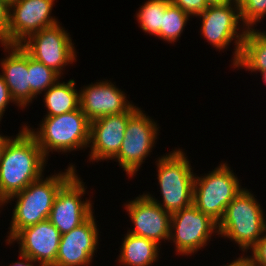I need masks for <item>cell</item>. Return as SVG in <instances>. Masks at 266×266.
Wrapping results in <instances>:
<instances>
[{
  "instance_id": "obj_3",
  "label": "cell",
  "mask_w": 266,
  "mask_h": 266,
  "mask_svg": "<svg viewBox=\"0 0 266 266\" xmlns=\"http://www.w3.org/2000/svg\"><path fill=\"white\" fill-rule=\"evenodd\" d=\"M44 119V120H43ZM39 128H29L22 125L35 138L43 155L48 159L50 152H72L77 149H87L90 142V121L80 109L56 115L43 117Z\"/></svg>"
},
{
  "instance_id": "obj_15",
  "label": "cell",
  "mask_w": 266,
  "mask_h": 266,
  "mask_svg": "<svg viewBox=\"0 0 266 266\" xmlns=\"http://www.w3.org/2000/svg\"><path fill=\"white\" fill-rule=\"evenodd\" d=\"M131 222L132 229L127 232L145 237L161 246V241H169L171 213L162 209L148 198L144 192L133 200L123 204Z\"/></svg>"
},
{
  "instance_id": "obj_20",
  "label": "cell",
  "mask_w": 266,
  "mask_h": 266,
  "mask_svg": "<svg viewBox=\"0 0 266 266\" xmlns=\"http://www.w3.org/2000/svg\"><path fill=\"white\" fill-rule=\"evenodd\" d=\"M233 68L250 72L266 71V32L254 28L247 29L238 62Z\"/></svg>"
},
{
  "instance_id": "obj_28",
  "label": "cell",
  "mask_w": 266,
  "mask_h": 266,
  "mask_svg": "<svg viewBox=\"0 0 266 266\" xmlns=\"http://www.w3.org/2000/svg\"><path fill=\"white\" fill-rule=\"evenodd\" d=\"M11 103L17 105L12 99L8 86L6 85L2 74L0 73V119L4 116L5 109L8 108L7 105Z\"/></svg>"
},
{
  "instance_id": "obj_7",
  "label": "cell",
  "mask_w": 266,
  "mask_h": 266,
  "mask_svg": "<svg viewBox=\"0 0 266 266\" xmlns=\"http://www.w3.org/2000/svg\"><path fill=\"white\" fill-rule=\"evenodd\" d=\"M198 17L202 18L200 28L202 36L219 52L227 49L230 43L234 41L235 47L233 59H231L232 66H234L239 60L247 31V28L242 25L238 1L235 0L222 5H210Z\"/></svg>"
},
{
  "instance_id": "obj_23",
  "label": "cell",
  "mask_w": 266,
  "mask_h": 266,
  "mask_svg": "<svg viewBox=\"0 0 266 266\" xmlns=\"http://www.w3.org/2000/svg\"><path fill=\"white\" fill-rule=\"evenodd\" d=\"M190 15L183 11L178 6L169 2L166 10L163 13L162 27L160 29V40L168 43L177 42L183 33Z\"/></svg>"
},
{
  "instance_id": "obj_31",
  "label": "cell",
  "mask_w": 266,
  "mask_h": 266,
  "mask_svg": "<svg viewBox=\"0 0 266 266\" xmlns=\"http://www.w3.org/2000/svg\"><path fill=\"white\" fill-rule=\"evenodd\" d=\"M12 137L4 136L2 133L0 134V160L2 158V154L4 151V148L6 146V143L11 139Z\"/></svg>"
},
{
  "instance_id": "obj_30",
  "label": "cell",
  "mask_w": 266,
  "mask_h": 266,
  "mask_svg": "<svg viewBox=\"0 0 266 266\" xmlns=\"http://www.w3.org/2000/svg\"><path fill=\"white\" fill-rule=\"evenodd\" d=\"M19 261H15L13 263L10 264V266H35L37 264L36 261H34L33 259L27 257V256H24L22 254L19 253ZM35 264V265H33ZM38 266H42L41 264H37Z\"/></svg>"
},
{
  "instance_id": "obj_37",
  "label": "cell",
  "mask_w": 266,
  "mask_h": 266,
  "mask_svg": "<svg viewBox=\"0 0 266 266\" xmlns=\"http://www.w3.org/2000/svg\"><path fill=\"white\" fill-rule=\"evenodd\" d=\"M6 2H8V3H11L13 0H5Z\"/></svg>"
},
{
  "instance_id": "obj_2",
  "label": "cell",
  "mask_w": 266,
  "mask_h": 266,
  "mask_svg": "<svg viewBox=\"0 0 266 266\" xmlns=\"http://www.w3.org/2000/svg\"><path fill=\"white\" fill-rule=\"evenodd\" d=\"M71 164L64 169L65 172L59 171L45 179L42 176L5 201L8 205L17 199L8 231L9 236H6L5 242L8 243L20 230L48 219L57 192L76 173L75 164Z\"/></svg>"
},
{
  "instance_id": "obj_13",
  "label": "cell",
  "mask_w": 266,
  "mask_h": 266,
  "mask_svg": "<svg viewBox=\"0 0 266 266\" xmlns=\"http://www.w3.org/2000/svg\"><path fill=\"white\" fill-rule=\"evenodd\" d=\"M138 109L133 105L127 112L90 122L89 162L112 160L119 153L128 120Z\"/></svg>"
},
{
  "instance_id": "obj_16",
  "label": "cell",
  "mask_w": 266,
  "mask_h": 266,
  "mask_svg": "<svg viewBox=\"0 0 266 266\" xmlns=\"http://www.w3.org/2000/svg\"><path fill=\"white\" fill-rule=\"evenodd\" d=\"M61 233L48 220L20 230L8 244H19V253L27 256L42 266H52L60 245Z\"/></svg>"
},
{
  "instance_id": "obj_29",
  "label": "cell",
  "mask_w": 266,
  "mask_h": 266,
  "mask_svg": "<svg viewBox=\"0 0 266 266\" xmlns=\"http://www.w3.org/2000/svg\"><path fill=\"white\" fill-rule=\"evenodd\" d=\"M10 3L0 0V40L7 34L9 26Z\"/></svg>"
},
{
  "instance_id": "obj_36",
  "label": "cell",
  "mask_w": 266,
  "mask_h": 266,
  "mask_svg": "<svg viewBox=\"0 0 266 266\" xmlns=\"http://www.w3.org/2000/svg\"><path fill=\"white\" fill-rule=\"evenodd\" d=\"M4 205H5V202L2 199H0V207L3 208Z\"/></svg>"
},
{
  "instance_id": "obj_32",
  "label": "cell",
  "mask_w": 266,
  "mask_h": 266,
  "mask_svg": "<svg viewBox=\"0 0 266 266\" xmlns=\"http://www.w3.org/2000/svg\"><path fill=\"white\" fill-rule=\"evenodd\" d=\"M223 266H244V254L233 260L231 263L226 265L223 264Z\"/></svg>"
},
{
  "instance_id": "obj_24",
  "label": "cell",
  "mask_w": 266,
  "mask_h": 266,
  "mask_svg": "<svg viewBox=\"0 0 266 266\" xmlns=\"http://www.w3.org/2000/svg\"><path fill=\"white\" fill-rule=\"evenodd\" d=\"M29 85L31 89V103L38 94L47 91L61 76L53 69L45 66L28 55Z\"/></svg>"
},
{
  "instance_id": "obj_14",
  "label": "cell",
  "mask_w": 266,
  "mask_h": 266,
  "mask_svg": "<svg viewBox=\"0 0 266 266\" xmlns=\"http://www.w3.org/2000/svg\"><path fill=\"white\" fill-rule=\"evenodd\" d=\"M98 229L93 212L82 224L61 235L52 266H90L98 249Z\"/></svg>"
},
{
  "instance_id": "obj_4",
  "label": "cell",
  "mask_w": 266,
  "mask_h": 266,
  "mask_svg": "<svg viewBox=\"0 0 266 266\" xmlns=\"http://www.w3.org/2000/svg\"><path fill=\"white\" fill-rule=\"evenodd\" d=\"M186 156V153L179 148L158 157L157 179L163 199L159 201L149 192L144 193L171 214L193 204L195 173Z\"/></svg>"
},
{
  "instance_id": "obj_1",
  "label": "cell",
  "mask_w": 266,
  "mask_h": 266,
  "mask_svg": "<svg viewBox=\"0 0 266 266\" xmlns=\"http://www.w3.org/2000/svg\"><path fill=\"white\" fill-rule=\"evenodd\" d=\"M48 159L26 128L4 148L0 160V199L4 202L43 176Z\"/></svg>"
},
{
  "instance_id": "obj_33",
  "label": "cell",
  "mask_w": 266,
  "mask_h": 266,
  "mask_svg": "<svg viewBox=\"0 0 266 266\" xmlns=\"http://www.w3.org/2000/svg\"><path fill=\"white\" fill-rule=\"evenodd\" d=\"M232 1H235V0H205L206 4L208 6H210V5H222V4L230 3Z\"/></svg>"
},
{
  "instance_id": "obj_25",
  "label": "cell",
  "mask_w": 266,
  "mask_h": 266,
  "mask_svg": "<svg viewBox=\"0 0 266 266\" xmlns=\"http://www.w3.org/2000/svg\"><path fill=\"white\" fill-rule=\"evenodd\" d=\"M242 25L252 29L266 16V0H237Z\"/></svg>"
},
{
  "instance_id": "obj_5",
  "label": "cell",
  "mask_w": 266,
  "mask_h": 266,
  "mask_svg": "<svg viewBox=\"0 0 266 266\" xmlns=\"http://www.w3.org/2000/svg\"><path fill=\"white\" fill-rule=\"evenodd\" d=\"M249 190L244 188L227 205L225 214L218 223V236L234 241L244 254L251 250L266 232L264 209Z\"/></svg>"
},
{
  "instance_id": "obj_11",
  "label": "cell",
  "mask_w": 266,
  "mask_h": 266,
  "mask_svg": "<svg viewBox=\"0 0 266 266\" xmlns=\"http://www.w3.org/2000/svg\"><path fill=\"white\" fill-rule=\"evenodd\" d=\"M55 0H13L9 26L0 44L19 45L31 34L58 23L51 16Z\"/></svg>"
},
{
  "instance_id": "obj_21",
  "label": "cell",
  "mask_w": 266,
  "mask_h": 266,
  "mask_svg": "<svg viewBox=\"0 0 266 266\" xmlns=\"http://www.w3.org/2000/svg\"><path fill=\"white\" fill-rule=\"evenodd\" d=\"M75 80L67 83L60 79L43 94L44 104L47 109L45 117H52L74 111L80 107L79 91L75 89Z\"/></svg>"
},
{
  "instance_id": "obj_22",
  "label": "cell",
  "mask_w": 266,
  "mask_h": 266,
  "mask_svg": "<svg viewBox=\"0 0 266 266\" xmlns=\"http://www.w3.org/2000/svg\"><path fill=\"white\" fill-rule=\"evenodd\" d=\"M169 2L170 0H148L139 7L140 9L135 16L143 32L160 38L163 13Z\"/></svg>"
},
{
  "instance_id": "obj_27",
  "label": "cell",
  "mask_w": 266,
  "mask_h": 266,
  "mask_svg": "<svg viewBox=\"0 0 266 266\" xmlns=\"http://www.w3.org/2000/svg\"><path fill=\"white\" fill-rule=\"evenodd\" d=\"M251 249L252 254L246 257L257 266H266V232Z\"/></svg>"
},
{
  "instance_id": "obj_34",
  "label": "cell",
  "mask_w": 266,
  "mask_h": 266,
  "mask_svg": "<svg viewBox=\"0 0 266 266\" xmlns=\"http://www.w3.org/2000/svg\"><path fill=\"white\" fill-rule=\"evenodd\" d=\"M244 266H257L244 255Z\"/></svg>"
},
{
  "instance_id": "obj_35",
  "label": "cell",
  "mask_w": 266,
  "mask_h": 266,
  "mask_svg": "<svg viewBox=\"0 0 266 266\" xmlns=\"http://www.w3.org/2000/svg\"><path fill=\"white\" fill-rule=\"evenodd\" d=\"M262 75V78L264 80V83H266V71L259 72Z\"/></svg>"
},
{
  "instance_id": "obj_9",
  "label": "cell",
  "mask_w": 266,
  "mask_h": 266,
  "mask_svg": "<svg viewBox=\"0 0 266 266\" xmlns=\"http://www.w3.org/2000/svg\"><path fill=\"white\" fill-rule=\"evenodd\" d=\"M60 22L28 36L19 45L32 58L53 69L61 77L66 65L77 61L71 35Z\"/></svg>"
},
{
  "instance_id": "obj_26",
  "label": "cell",
  "mask_w": 266,
  "mask_h": 266,
  "mask_svg": "<svg viewBox=\"0 0 266 266\" xmlns=\"http://www.w3.org/2000/svg\"><path fill=\"white\" fill-rule=\"evenodd\" d=\"M170 2L181 8L191 17H197L208 7L205 0H170Z\"/></svg>"
},
{
  "instance_id": "obj_18",
  "label": "cell",
  "mask_w": 266,
  "mask_h": 266,
  "mask_svg": "<svg viewBox=\"0 0 266 266\" xmlns=\"http://www.w3.org/2000/svg\"><path fill=\"white\" fill-rule=\"evenodd\" d=\"M6 56L0 60L2 76L8 86L10 95L22 110L31 104L29 85L28 54L20 45L1 44Z\"/></svg>"
},
{
  "instance_id": "obj_8",
  "label": "cell",
  "mask_w": 266,
  "mask_h": 266,
  "mask_svg": "<svg viewBox=\"0 0 266 266\" xmlns=\"http://www.w3.org/2000/svg\"><path fill=\"white\" fill-rule=\"evenodd\" d=\"M141 110V107L129 118L124 140L119 153L112 159L118 161L128 177H134L153 150L159 134L158 124ZM115 159V160H114Z\"/></svg>"
},
{
  "instance_id": "obj_17",
  "label": "cell",
  "mask_w": 266,
  "mask_h": 266,
  "mask_svg": "<svg viewBox=\"0 0 266 266\" xmlns=\"http://www.w3.org/2000/svg\"><path fill=\"white\" fill-rule=\"evenodd\" d=\"M125 92L110 80H101L79 90L80 109L91 122L103 116L127 112L133 105ZM133 103V104H132Z\"/></svg>"
},
{
  "instance_id": "obj_6",
  "label": "cell",
  "mask_w": 266,
  "mask_h": 266,
  "mask_svg": "<svg viewBox=\"0 0 266 266\" xmlns=\"http://www.w3.org/2000/svg\"><path fill=\"white\" fill-rule=\"evenodd\" d=\"M235 172L225 163L194 178L193 205L219 223L227 205L244 189Z\"/></svg>"
},
{
  "instance_id": "obj_19",
  "label": "cell",
  "mask_w": 266,
  "mask_h": 266,
  "mask_svg": "<svg viewBox=\"0 0 266 266\" xmlns=\"http://www.w3.org/2000/svg\"><path fill=\"white\" fill-rule=\"evenodd\" d=\"M122 241L118 256L119 266H150L159 260L160 245L154 241L129 232Z\"/></svg>"
},
{
  "instance_id": "obj_10",
  "label": "cell",
  "mask_w": 266,
  "mask_h": 266,
  "mask_svg": "<svg viewBox=\"0 0 266 266\" xmlns=\"http://www.w3.org/2000/svg\"><path fill=\"white\" fill-rule=\"evenodd\" d=\"M212 234L219 235L218 223L193 204L171 214L169 242L179 255L192 256L205 248Z\"/></svg>"
},
{
  "instance_id": "obj_12",
  "label": "cell",
  "mask_w": 266,
  "mask_h": 266,
  "mask_svg": "<svg viewBox=\"0 0 266 266\" xmlns=\"http://www.w3.org/2000/svg\"><path fill=\"white\" fill-rule=\"evenodd\" d=\"M78 176L75 173L57 192L48 217L61 235L82 224L94 210L91 199L82 197L87 186Z\"/></svg>"
}]
</instances>
